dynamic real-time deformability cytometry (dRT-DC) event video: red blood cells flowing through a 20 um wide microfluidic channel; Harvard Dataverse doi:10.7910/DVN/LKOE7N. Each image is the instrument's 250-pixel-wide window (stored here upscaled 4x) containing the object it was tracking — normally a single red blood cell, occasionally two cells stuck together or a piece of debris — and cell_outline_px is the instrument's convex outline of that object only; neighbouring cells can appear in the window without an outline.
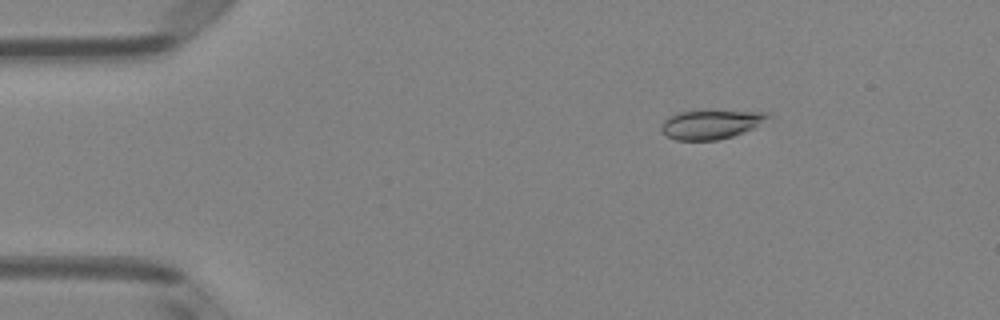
{"species": "Egyptian fruit bat (a non-hibernating species)", "species_latin": "Rousettus aegyptiacus", "temperature_condition": "room temperature", "stored_images_in_passage": 50, "camera_frame_rate_fps": 3000, "um_per_image_px": 0.085, "animal": {"sex": "female"}, "frame": {"image": 1, "passage_image": 8, "time_ms": 2.333, "image_size_px": [1000, 320], "cell_outline_px": [[772, 116], [756, 128], [732, 136], [716, 140], [676, 140], [668, 136], [660, 128], [660, 124], [668, 116], [680, 112], [764, 112]], "centroid_in_image_um": [60.42, 10.59], "position_along_channel_um": 24.6, "area_um2": 17.63}}
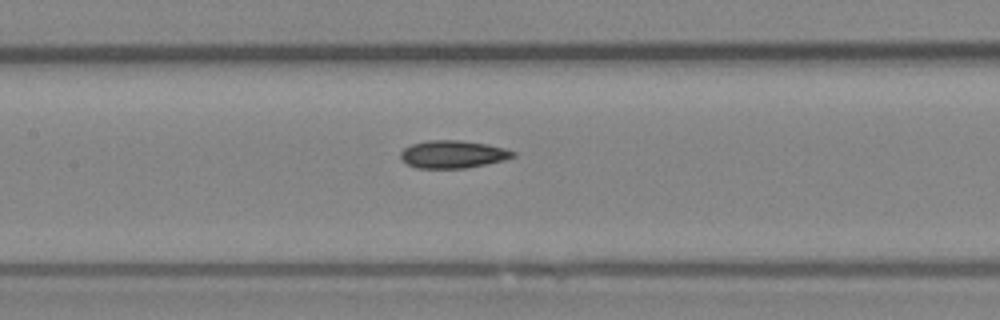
{"frame": {"image": 2, "passage_image": 24, "time_ms": 7.667, "image_size_px": [1000, 320], "cell_outline_px": [[516, 156], [504, 160], [468, 168], [416, 168], [400, 160], [400, 152], [404, 148], [412, 144], [428, 140], [460, 140], [488, 144], [504, 148], [516, 152]], "centroid_in_image_um": [38.49, 13.11], "position_along_channel_um": 168.9, "area_um2": 18.26}}
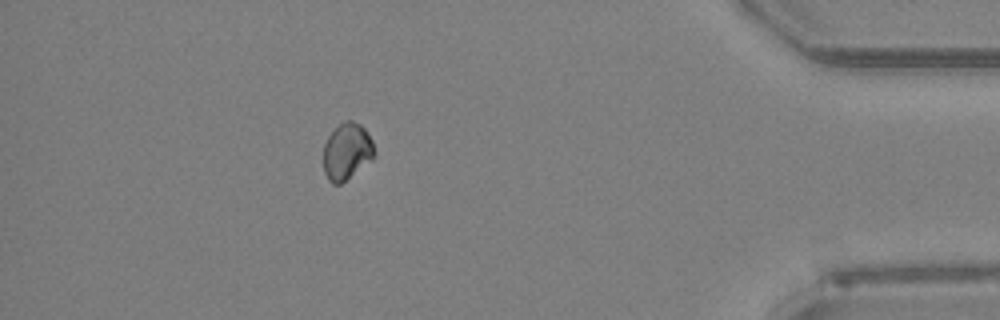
{"frame": {"image": 3, "passage_image": 45, "time_ms": 14.667, "image_size_px": [1000, 320], "cell_outline_px": [[376, 152], [372, 160], [340, 184], [332, 184], [328, 180], [324, 172], [324, 144], [328, 136], [344, 120], [352, 120], [360, 124], [364, 128], [372, 140]], "centroid_in_image_um": [29.49, 12.87], "position_along_channel_um": 405.7, "area_um2": 16.82}}